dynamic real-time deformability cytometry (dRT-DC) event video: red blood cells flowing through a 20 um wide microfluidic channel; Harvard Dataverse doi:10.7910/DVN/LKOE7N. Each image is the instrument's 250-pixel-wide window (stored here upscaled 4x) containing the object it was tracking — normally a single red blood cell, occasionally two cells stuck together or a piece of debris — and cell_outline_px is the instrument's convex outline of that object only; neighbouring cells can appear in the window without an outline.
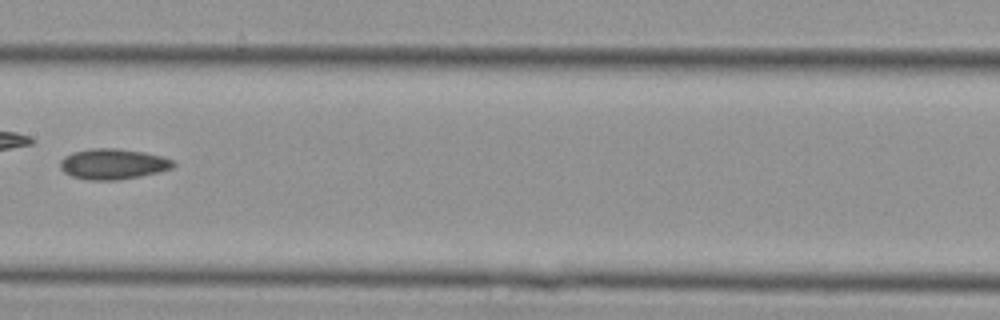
{"species": "Egyptian fruit bat (a non-hibernating species)", "species_latin": "Rousettus aegyptiacus", "temperature_condition": "cold", "stored_images_in_passage": 24, "camera_frame_rate_fps": 3000, "um_per_image_px": 0.085, "animal": {"sex": "female"}, "frame": {"image": 1, "passage_image": 8, "time_ms": 2.333, "image_size_px": [1000, 320], "cell_outline_px": [[176, 164], [172, 168], [160, 172], [140, 176], [116, 180], [88, 180], [72, 176], [64, 172], [60, 168], [60, 160], [64, 156], [72, 152], [92, 148], [116, 148], [144, 152], [160, 156], [172, 160]], "centroid_in_image_um": [9.58, 13.94], "position_along_channel_um": 197.8, "area_um2": 20.17}}